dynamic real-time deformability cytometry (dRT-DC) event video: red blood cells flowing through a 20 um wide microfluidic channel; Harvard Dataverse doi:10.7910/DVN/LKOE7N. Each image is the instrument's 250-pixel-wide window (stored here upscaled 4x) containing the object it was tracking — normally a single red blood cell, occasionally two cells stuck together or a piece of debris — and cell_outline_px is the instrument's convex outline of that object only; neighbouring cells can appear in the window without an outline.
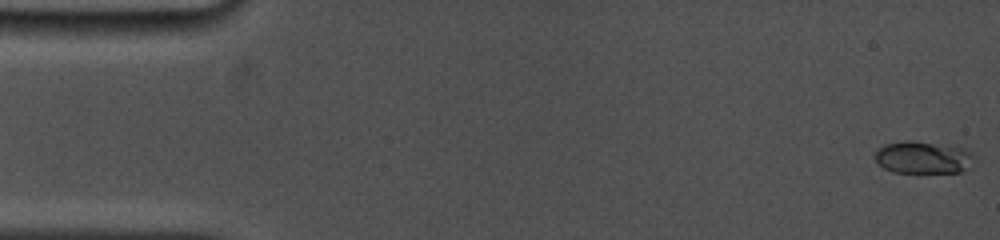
{"species": "common noctule bat (a hibernating species)", "species_latin": "Nyctalus noctula", "temperature_condition": "cold", "stored_images_in_passage": 4, "camera_frame_rate_fps": 5000, "um_per_image_px": 0.085, "animal": {"sex": "female", "body_mass_g": 19.0, "forearm_length_mm": 53.3}, "frame": {"image": 1, "passage_image": 1, "time_ms": 0.0, "image_size_px": [1000, 240], "cell_outline_px": [[972, 156], [968, 168], [960, 172], [892, 172], [884, 168], [876, 160], [876, 152], [884, 144], [904, 140], [908, 140], [960, 148], [972, 152]], "centroid_in_image_um": [78.41, 13.39], "position_along_channel_um": 6.6, "area_um2": 18.09}}